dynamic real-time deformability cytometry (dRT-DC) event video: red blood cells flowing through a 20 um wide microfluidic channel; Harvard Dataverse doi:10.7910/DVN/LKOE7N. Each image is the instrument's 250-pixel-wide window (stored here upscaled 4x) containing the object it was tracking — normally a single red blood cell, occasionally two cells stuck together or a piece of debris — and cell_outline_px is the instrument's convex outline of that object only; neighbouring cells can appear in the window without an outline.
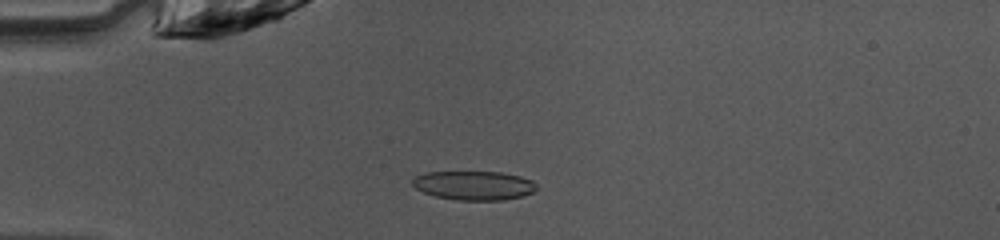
{"species": "common noctule bat (a hibernating species)", "species_latin": "Nyctalus noctula", "temperature_condition": "warm", "stored_images_in_passage": 49, "camera_frame_rate_fps": 3000, "um_per_image_px": 0.085, "animal": {"sex": "female", "body_mass_g": 10.0, "forearm_length_mm": 53.1}, "frame": {"image": 1, "passage_image": 13, "time_ms": 4.0, "image_size_px": [1000, 240], "cell_outline_px": [[536, 188], [532, 192], [520, 196], [504, 200], [456, 200], [436, 196], [424, 192], [416, 188], [412, 184], [412, 180], [416, 176], [424, 172], [500, 172], [520, 176], [532, 180], [536, 184]], "centroid_in_image_um": [40.27, 15.76], "position_along_channel_um": 44.7, "area_um2": 20.87}}
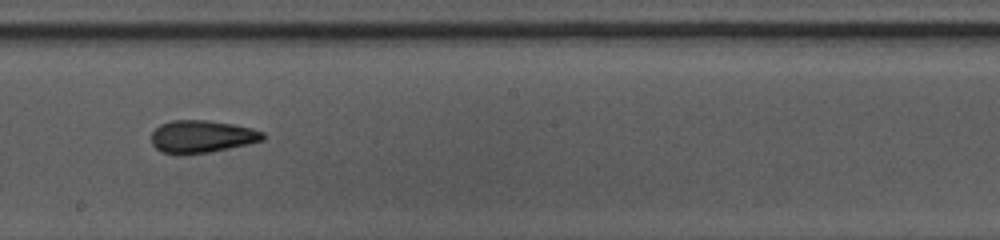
{"frame": {"image": 2, "passage_image": 28, "time_ms": 9.0, "image_size_px": [1000, 240], "cell_outline_px": [[264, 140], [248, 144], [208, 152], [176, 156], [160, 152], [152, 144], [152, 132], [160, 124], [172, 120], [208, 120], [232, 124], [252, 128], [264, 132]], "centroid_in_image_um": [17.12, 11.62], "position_along_channel_um": 231.1, "area_um2": 21.33}}
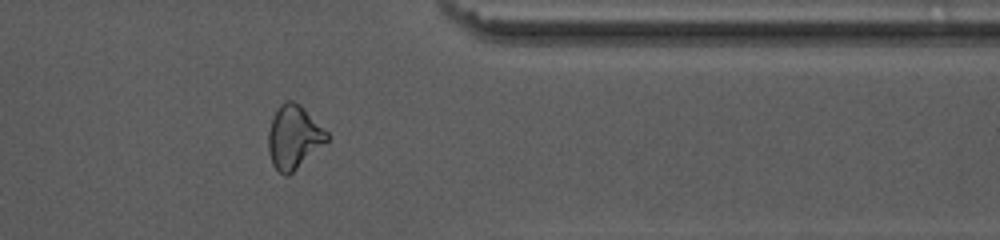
{"frame": {"image": 3, "passage_image": 40, "time_ms": 13.0, "image_size_px": [1000, 240], "cell_outline_px": [[328, 140], [288, 176], [284, 176], [272, 164], [268, 152], [268, 132], [272, 116], [280, 104], [284, 100], [292, 100], [300, 104], [328, 132]], "centroid_in_image_um": [24.94, 11.63], "position_along_channel_um": 386.5, "area_um2": 21.62}, "authors_computed_cell_mechanics": {"area_um2": 21.1548, "velocity_mm_per_s": 4.089, "shape_relaxation_time_tau1_ms": 8.9678, "shape_relaxation_time_tau2_ms": 2.1288, "deformation_change_tau1": 0.2302, "deformation_change_tau2": 0.1074}}